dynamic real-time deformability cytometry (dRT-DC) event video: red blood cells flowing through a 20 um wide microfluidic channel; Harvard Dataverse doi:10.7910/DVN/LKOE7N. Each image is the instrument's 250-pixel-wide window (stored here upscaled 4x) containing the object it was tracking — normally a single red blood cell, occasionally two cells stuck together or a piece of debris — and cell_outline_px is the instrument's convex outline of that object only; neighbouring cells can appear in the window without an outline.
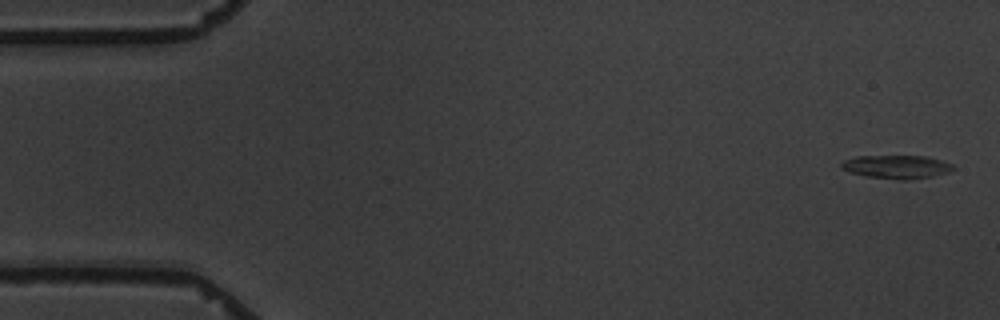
{"species": "common noctule bat (a hibernating species)", "species_latin": "Nyctalus noctula", "temperature_condition": "warm", "stored_images_in_passage": 6, "camera_frame_rate_fps": 3000, "um_per_image_px": 0.085, "animal": {"sex": "male", "body_mass_g": 19.5, "forearm_length_mm": 54.6}, "frame": {"image": 1, "passage_image": 1, "time_ms": 0.0, "image_size_px": [1000, 320], "cell_outline_px": [[956, 168], [948, 172], [932, 176], [908, 180], [900, 180], [864, 176], [848, 172], [840, 168], [840, 164], [844, 160], [856, 156], [924, 156], [940, 160], [952, 164]], "centroid_in_image_um": [76.17, 14.19], "position_along_channel_um": 8.8, "area_um2": 15.32}}